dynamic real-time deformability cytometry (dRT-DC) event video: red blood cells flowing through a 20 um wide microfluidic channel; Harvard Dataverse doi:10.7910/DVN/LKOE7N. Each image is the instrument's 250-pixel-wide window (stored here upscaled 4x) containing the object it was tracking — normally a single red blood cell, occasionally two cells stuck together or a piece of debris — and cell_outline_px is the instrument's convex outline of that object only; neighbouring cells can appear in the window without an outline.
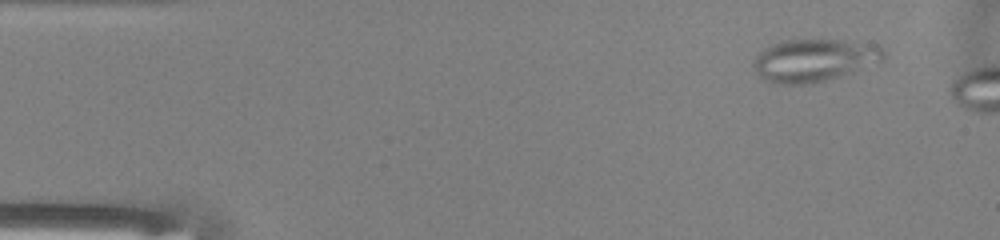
{"species": "common noctule bat (a hibernating species)", "species_latin": "Nyctalus noctula", "temperature_condition": "warm", "stored_images_in_passage": 8, "camera_frame_rate_fps": 3000, "um_per_image_px": 0.085, "animal": {"sex": "male", "body_mass_g": 13.0, "forearm_length_mm": 53.1}, "frame": {"image": 1, "passage_image": 4, "time_ms": 1.0, "image_size_px": [1000, 240], "cell_outline_px": [[884, 56], [880, 60], [852, 72], [812, 84], [780, 84], [764, 80], [756, 72], [752, 64], [756, 56], [764, 48], [772, 44], [784, 40], [856, 40], [880, 44], [884, 52]], "centroid_in_image_um": [69.19, 5.1], "position_along_channel_um": 15.8, "area_um2": 32.31}}